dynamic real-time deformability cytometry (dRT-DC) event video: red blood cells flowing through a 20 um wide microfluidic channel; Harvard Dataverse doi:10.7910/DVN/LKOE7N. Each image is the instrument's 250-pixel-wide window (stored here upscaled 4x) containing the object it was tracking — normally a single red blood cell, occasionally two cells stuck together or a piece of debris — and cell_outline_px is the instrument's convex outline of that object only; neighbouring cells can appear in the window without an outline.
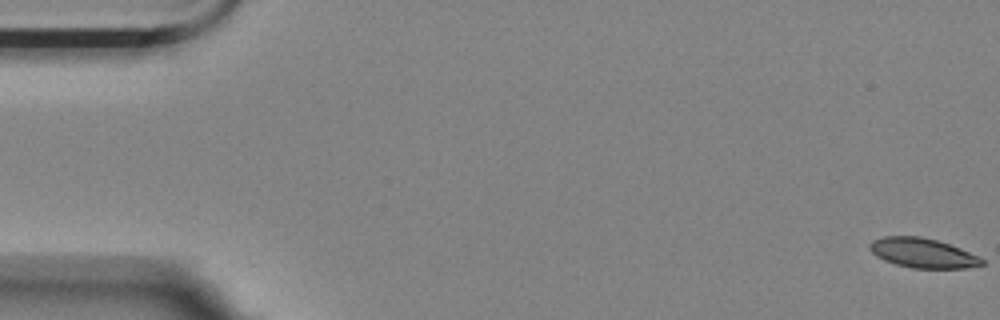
{"species": "Egyptian fruit bat (a non-hibernating species)", "species_latin": "Rousettus aegyptiacus", "temperature_condition": "room temperature", "stored_images_in_passage": 5, "camera_frame_rate_fps": 3000, "um_per_image_px": 0.085, "animal": {"sex": "female"}, "frame": {"image": 1, "passage_image": 1, "time_ms": 0.0, "image_size_px": [1000, 320], "cell_outline_px": [[984, 264], [964, 268], [912, 268], [896, 264], [884, 260], [876, 256], [868, 248], [868, 244], [872, 240], [884, 236], [920, 236], [936, 240], [960, 248], [984, 260]], "centroid_in_image_um": [78.37, 21.5], "position_along_channel_um": 6.6, "area_um2": 19.19}}
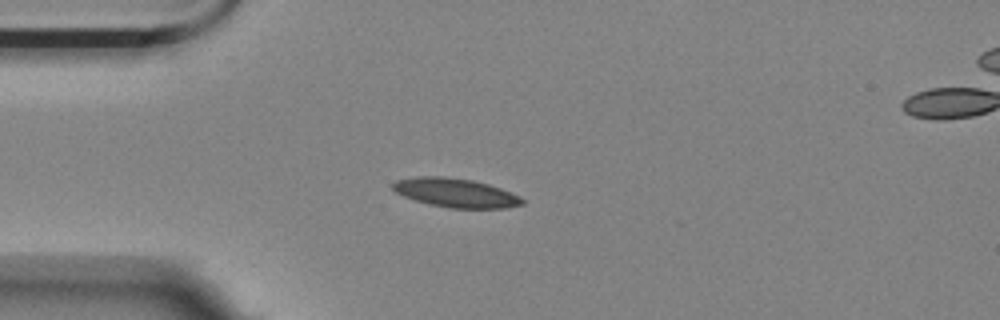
{"frame": {"image": 2, "passage_image": 5, "time_ms": 4.667, "image_size_px": [1000, 320], "cell_outline_px": [[524, 204], [508, 208], [448, 208], [428, 204], [404, 196], [396, 192], [392, 188], [392, 184], [396, 180], [416, 176], [440, 176], [472, 180], [488, 184], [500, 188], [520, 196], [524, 200]], "centroid_in_image_um": [38.73, 16.39], "position_along_channel_um": 46.3, "area_um2": 21.85}}